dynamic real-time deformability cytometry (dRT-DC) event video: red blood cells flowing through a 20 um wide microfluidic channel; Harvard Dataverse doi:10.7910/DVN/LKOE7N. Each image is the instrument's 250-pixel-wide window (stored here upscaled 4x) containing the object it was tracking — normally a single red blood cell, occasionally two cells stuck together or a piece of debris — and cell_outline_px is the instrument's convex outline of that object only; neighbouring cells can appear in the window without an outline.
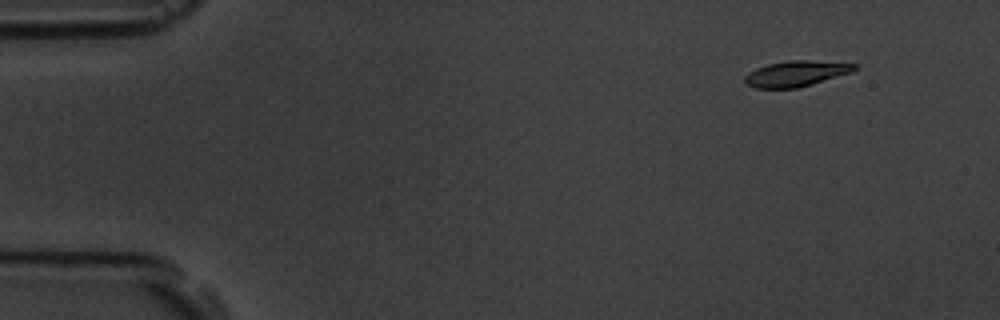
{"species": "common noctule bat (a hibernating species)", "species_latin": "Nyctalus noctula", "temperature_condition": "room temperature", "stored_images_in_passage": 5, "camera_frame_rate_fps": 3000, "um_per_image_px": 0.085, "animal": {"sex": "male", "body_mass_g": 19.5, "forearm_length_mm": 54.6}, "frame": {"image": 1, "passage_image": 2, "time_ms": 1.0, "image_size_px": [1000, 320], "cell_outline_px": [[860, 68], [852, 72], [812, 84], [796, 88], [756, 88], [748, 84], [744, 80], [744, 76], [748, 72], [756, 68], [768, 64], [788, 60], [808, 60], [860, 64]], "centroid_in_image_um": [67.71, 6.24], "position_along_channel_um": 17.3, "area_um2": 16.47}}
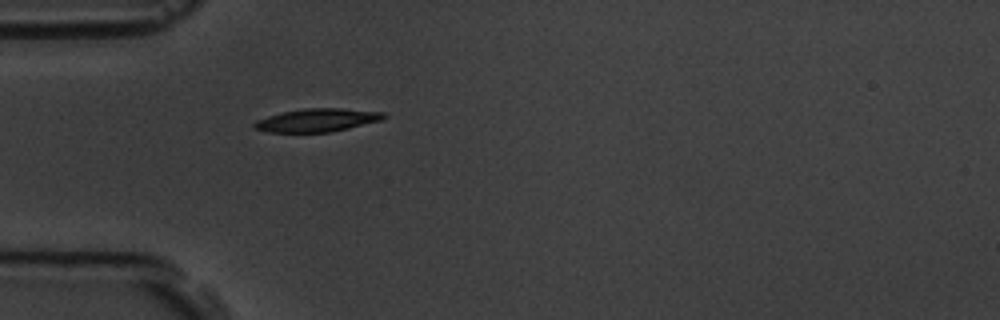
{"frame": {"image": 2, "passage_image": 5, "time_ms": 4.667, "image_size_px": [1000, 320], "cell_outline_px": [[388, 116], [380, 120], [332, 132], [268, 132], [252, 128], [252, 124], [256, 120], [268, 116], [284, 112], [304, 108], [340, 108], [384, 112]], "centroid_in_image_um": [26.93, 10.21], "position_along_channel_um": 58.1, "area_um2": 17.4}}